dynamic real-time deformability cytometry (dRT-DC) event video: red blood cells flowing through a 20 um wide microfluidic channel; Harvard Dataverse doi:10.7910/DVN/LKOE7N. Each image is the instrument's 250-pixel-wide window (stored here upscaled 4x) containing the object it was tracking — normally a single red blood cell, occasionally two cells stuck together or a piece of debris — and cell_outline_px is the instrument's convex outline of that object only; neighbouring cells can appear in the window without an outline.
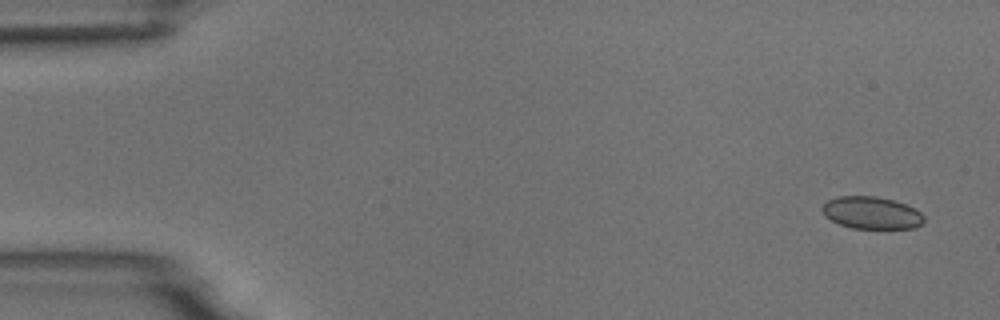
{"species": "common noctule bat (a hibernating species)", "species_latin": "Nyctalus noctula", "temperature_condition": "room temperature", "stored_images_in_passage": 4, "camera_frame_rate_fps": 3000, "um_per_image_px": 0.085, "animal": {"sex": "male", "body_mass_g": 18.8}, "frame": {"image": 1, "passage_image": 1, "time_ms": 0.0, "image_size_px": [1000, 320], "cell_outline_px": [[924, 220], [916, 228], [852, 228], [840, 224], [824, 216], [820, 208], [828, 200], [840, 196], [876, 196], [892, 200], [916, 208], [924, 216]], "centroid_in_image_um": [74.07, 18.09], "position_along_channel_um": 10.9, "area_um2": 19.07}}
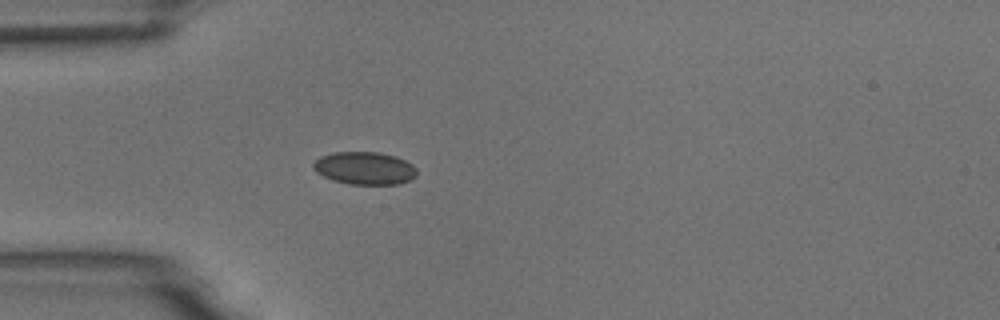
{"frame": {"image": 2, "passage_image": 4, "time_ms": 4.333, "image_size_px": [1000, 320], "cell_outline_px": [[416, 176], [412, 180], [400, 184], [348, 184], [332, 180], [316, 172], [312, 168], [312, 164], [320, 156], [332, 152], [380, 152], [396, 156], [412, 164], [416, 168]], "centroid_in_image_um": [31.0, 14.29], "position_along_channel_um": 54.0, "area_um2": 19.94}}